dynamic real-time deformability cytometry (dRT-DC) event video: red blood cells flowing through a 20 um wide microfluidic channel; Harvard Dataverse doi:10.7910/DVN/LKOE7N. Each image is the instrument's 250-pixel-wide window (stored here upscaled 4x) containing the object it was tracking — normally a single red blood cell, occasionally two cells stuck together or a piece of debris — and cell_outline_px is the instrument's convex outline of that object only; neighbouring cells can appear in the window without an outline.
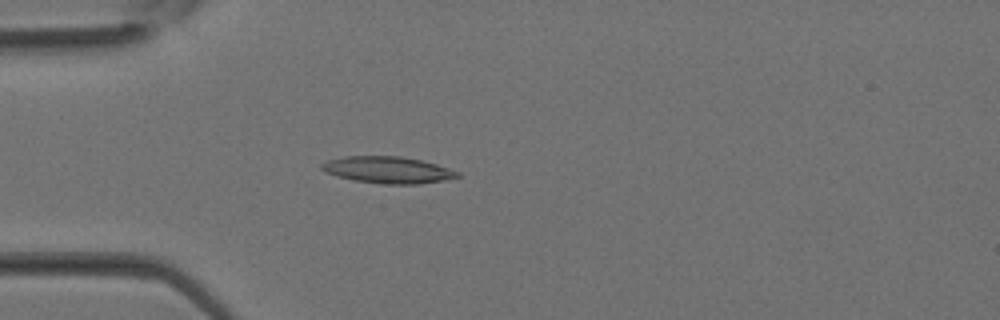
{"species": "Egyptian fruit bat (a non-hibernating species)", "species_latin": "Rousettus aegyptiacus", "temperature_condition": "room temperature", "stored_images_in_passage": 36, "camera_frame_rate_fps": 3000, "um_per_image_px": 0.085, "animal": {"sex": "female"}, "frame": {"image": 1, "passage_image": 10, "time_ms": 3.0, "image_size_px": [1000, 320], "cell_outline_px": [[460, 176], [420, 184], [384, 184], [356, 180], [336, 176], [324, 172], [320, 168], [320, 164], [328, 160], [344, 156], [400, 156], [420, 160], [436, 164], [460, 172]], "centroid_in_image_um": [32.92, 14.43], "position_along_channel_um": 52.1, "area_um2": 20.98}}
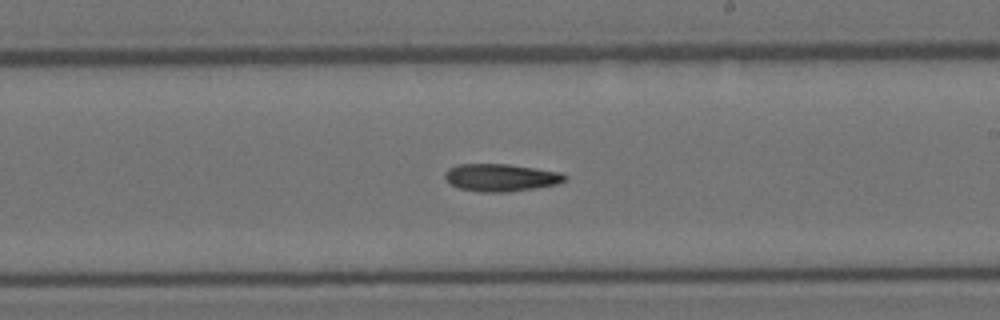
{"frame": {"image": 2, "passage_image": 21, "time_ms": 6.667, "image_size_px": [1000, 320], "cell_outline_px": [[568, 180], [556, 184], [508, 192], [480, 192], [460, 188], [448, 184], [444, 180], [444, 172], [448, 168], [460, 164], [508, 164], [536, 168], [560, 172], [568, 176]], "centroid_in_image_um": [42.54, 15.09], "position_along_channel_um": 246.5, "area_um2": 19.36}}
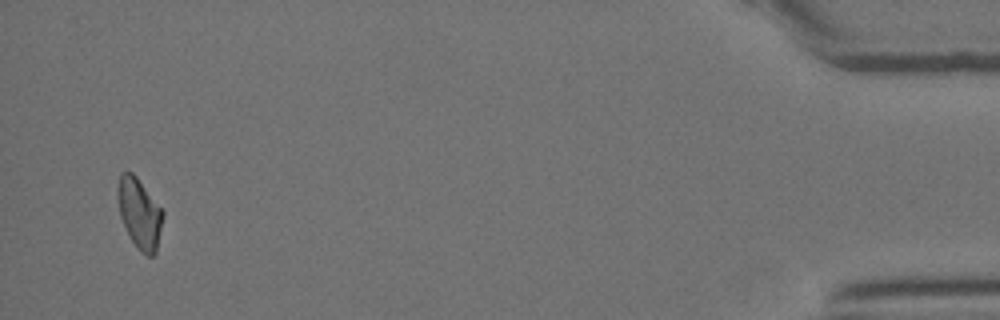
{"frame": {"image": 3, "passage_image": 35, "time_ms": 11.333, "image_size_px": [1000, 320], "cell_outline_px": [[164, 216], [156, 252], [152, 256], [148, 256], [140, 252], [136, 248], [120, 216], [116, 196], [116, 192], [120, 172], [132, 172], [136, 176], [164, 212]], "centroid_in_image_um": [11.84, 18.13], "position_along_channel_um": 423.4, "area_um2": 18.5}}